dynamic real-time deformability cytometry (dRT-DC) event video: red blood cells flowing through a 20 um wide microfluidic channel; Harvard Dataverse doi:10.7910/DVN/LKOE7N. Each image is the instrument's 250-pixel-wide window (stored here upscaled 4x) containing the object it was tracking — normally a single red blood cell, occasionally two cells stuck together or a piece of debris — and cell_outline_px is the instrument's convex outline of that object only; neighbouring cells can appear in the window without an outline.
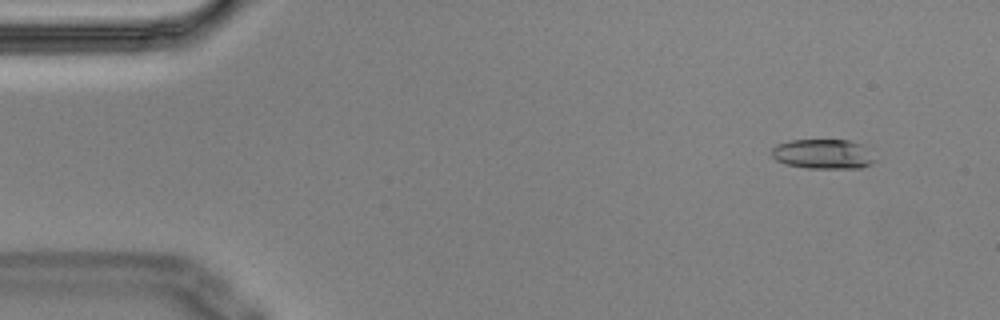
{"species": "Egyptian fruit bat (a non-hibernating species)", "species_latin": "Rousettus aegyptiacus", "temperature_condition": "cold", "stored_images_in_passage": 4, "camera_frame_rate_fps": 3000, "um_per_image_px": 0.085, "animal": {"sex": "male"}, "frame": {"image": 1, "passage_image": 2, "time_ms": 0.333, "image_size_px": [1000, 320], "cell_outline_px": [[876, 160], [860, 168], [808, 168], [788, 164], [776, 160], [772, 156], [772, 148], [776, 144], [792, 140], [848, 140], [860, 144]], "centroid_in_image_um": [69.91, 13.09], "position_along_channel_um": 15.1, "area_um2": 17.51}}